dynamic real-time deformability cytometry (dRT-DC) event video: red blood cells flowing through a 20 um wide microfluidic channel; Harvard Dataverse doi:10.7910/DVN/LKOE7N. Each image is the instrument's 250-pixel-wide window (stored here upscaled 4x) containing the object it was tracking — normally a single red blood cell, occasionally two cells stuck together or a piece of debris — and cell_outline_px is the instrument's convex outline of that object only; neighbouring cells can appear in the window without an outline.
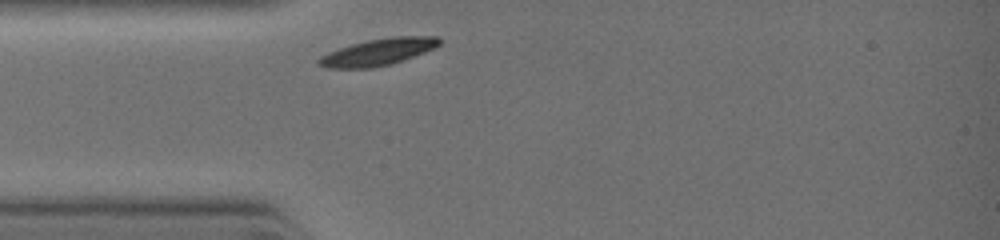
{"species": "common noctule bat (a hibernating species)", "species_latin": "Nyctalus noctula", "temperature_condition": "warm", "stored_images_in_passage": 20, "camera_frame_rate_fps": 3000, "um_per_image_px": 0.085, "animal": {"sex": "female", "body_mass_g": 19.0, "forearm_length_mm": 51.5}, "frame": {"image": 1, "passage_image": 1, "time_ms": 0.0, "image_size_px": [1000, 240], "cell_outline_px": [[440, 44], [424, 52], [404, 60], [392, 64], [372, 68], [324, 68], [316, 64], [316, 60], [320, 56], [328, 52], [352, 44], [368, 40], [392, 36], [436, 36], [440, 40]], "centroid_in_image_um": [32.09, 4.43], "position_along_channel_um": 52.9, "area_um2": 18.84}}
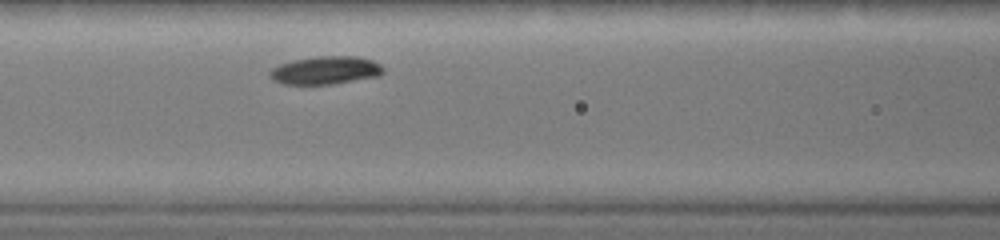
{"frame": {"image": 2, "passage_image": 12, "time_ms": 1.667, "image_size_px": [1000, 240], "cell_outline_px": [[384, 72], [380, 76], [332, 84], [280, 84], [272, 80], [268, 76], [268, 72], [272, 68], [280, 64], [292, 60], [316, 56], [356, 56], [372, 60], [380, 64], [384, 68]], "centroid_in_image_um": [27.64, 5.98], "position_along_channel_um": 139.0, "area_um2": 18.79}}
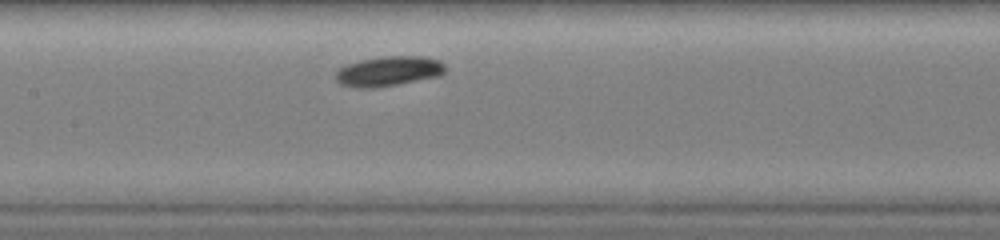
{"frame": {"image": 3, "passage_image": 17, "time_ms": 2.333, "image_size_px": [1000, 240], "cell_outline_px": [[448, 68], [440, 76], [376, 88], [356, 88], [340, 84], [336, 80], [336, 72], [340, 68], [348, 64], [360, 60], [380, 56], [424, 56], [440, 60]], "centroid_in_image_um": [33.06, 6.05], "position_along_channel_um": 174.3, "area_um2": 19.31}}